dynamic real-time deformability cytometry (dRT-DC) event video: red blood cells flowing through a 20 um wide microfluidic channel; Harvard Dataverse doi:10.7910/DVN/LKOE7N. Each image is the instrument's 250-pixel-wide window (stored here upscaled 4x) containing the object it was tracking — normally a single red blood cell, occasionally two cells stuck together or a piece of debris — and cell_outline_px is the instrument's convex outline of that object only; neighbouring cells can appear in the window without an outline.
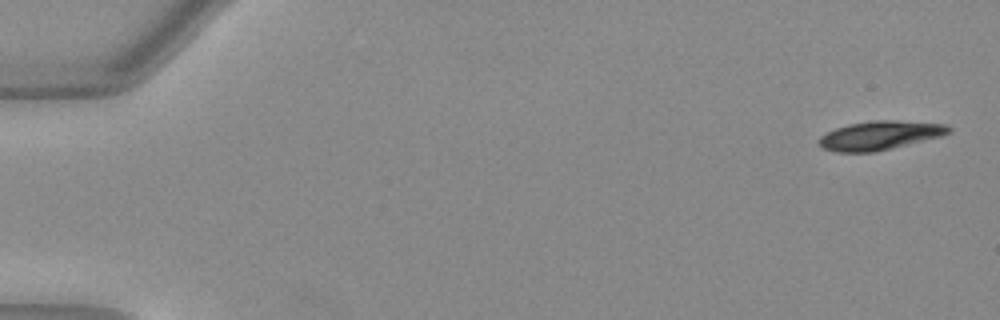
{"species": "Egyptian fruit bat (a non-hibernating species)", "species_latin": "Rousettus aegyptiacus", "temperature_condition": "warm", "stored_images_in_passage": 51, "camera_frame_rate_fps": 3000, "um_per_image_px": 0.085, "animal": {"sex": "female"}, "frame": {"image": 1, "passage_image": 1, "time_ms": 0.0, "image_size_px": [1000, 320], "cell_outline_px": [[952, 132], [940, 136], [876, 152], [836, 152], [824, 148], [816, 140], [820, 136], [836, 128], [848, 124], [872, 120], [896, 120], [944, 124], [952, 128]], "centroid_in_image_um": [74.77, 11.5], "position_along_channel_um": 10.2, "area_um2": 21.73}}
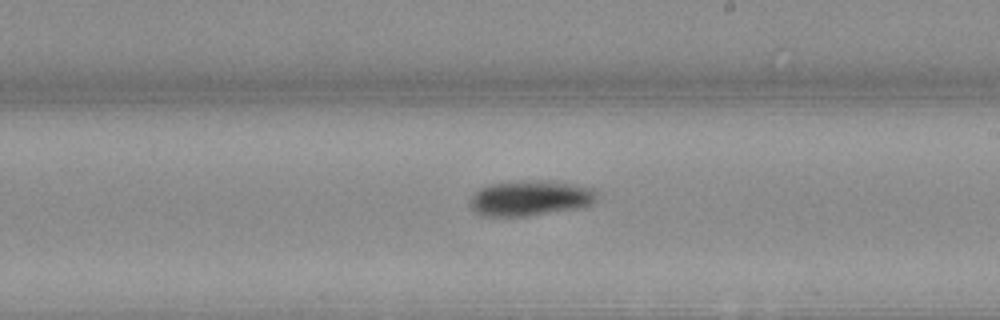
{"frame": {"image": 2, "passage_image": 30, "time_ms": 9.667, "image_size_px": [1000, 320], "cell_outline_px": [[596, 196], [592, 204], [576, 208], [528, 216], [484, 216], [476, 212], [472, 208], [472, 196], [480, 188], [488, 184], [520, 180], [560, 180], [580, 184], [596, 188]], "centroid_in_image_um": [45.13, 16.8], "position_along_channel_um": 243.9, "area_um2": 26.47}}
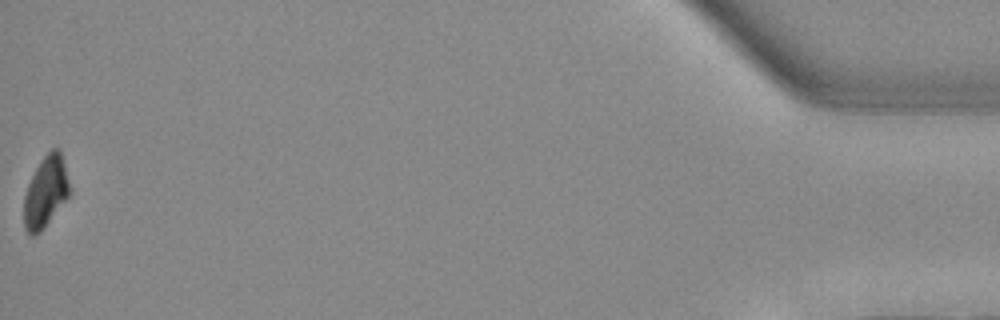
{"frame": {"image": 3, "passage_image": 51, "time_ms": 16.667, "image_size_px": [1000, 320], "cell_outline_px": [[72, 192], [40, 232], [28, 232], [24, 228], [24, 196], [28, 184], [40, 160], [52, 148], [60, 148], [72, 188]], "centroid_in_image_um": [3.92, 16.24], "position_along_channel_um": 431.3, "area_um2": 18.9}, "authors_computed_cell_mechanics": {"area_um2": 23.698, "velocity_mm_per_s": 3.996, "shape_relaxation_time_tau1_ms": 2.6834, "shape_relaxation_time_tau2_ms": null, "deformation_change_tau1": 0.1307, "deformation_change_tau2": null}}